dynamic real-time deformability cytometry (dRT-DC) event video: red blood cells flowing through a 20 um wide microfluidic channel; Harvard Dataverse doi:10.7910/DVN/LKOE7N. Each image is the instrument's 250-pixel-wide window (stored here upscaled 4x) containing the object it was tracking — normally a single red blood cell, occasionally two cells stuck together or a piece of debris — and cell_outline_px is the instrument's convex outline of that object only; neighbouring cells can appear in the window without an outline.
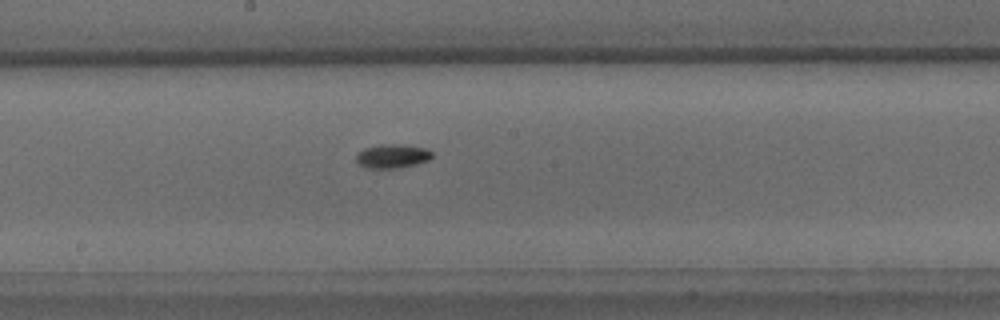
{"species": "common noctule bat (a hibernating species)", "species_latin": "Nyctalus noctula", "temperature_condition": "warm", "stored_images_in_passage": 27, "camera_frame_rate_fps": 3000, "um_per_image_px": 0.085, "animal": {"sex": "male", "body_mass_g": 15.6}, "frame": {"image": 1, "passage_image": 12, "time_ms": 3.667, "image_size_px": [1000, 320], "cell_outline_px": [[432, 156], [428, 160], [416, 164], [396, 168], [368, 168], [360, 164], [356, 160], [356, 152], [364, 148], [380, 144], [400, 144], [428, 148], [432, 152]], "centroid_in_image_um": [33.34, 13.25], "position_along_channel_um": 214.9, "area_um2": 10.64}}